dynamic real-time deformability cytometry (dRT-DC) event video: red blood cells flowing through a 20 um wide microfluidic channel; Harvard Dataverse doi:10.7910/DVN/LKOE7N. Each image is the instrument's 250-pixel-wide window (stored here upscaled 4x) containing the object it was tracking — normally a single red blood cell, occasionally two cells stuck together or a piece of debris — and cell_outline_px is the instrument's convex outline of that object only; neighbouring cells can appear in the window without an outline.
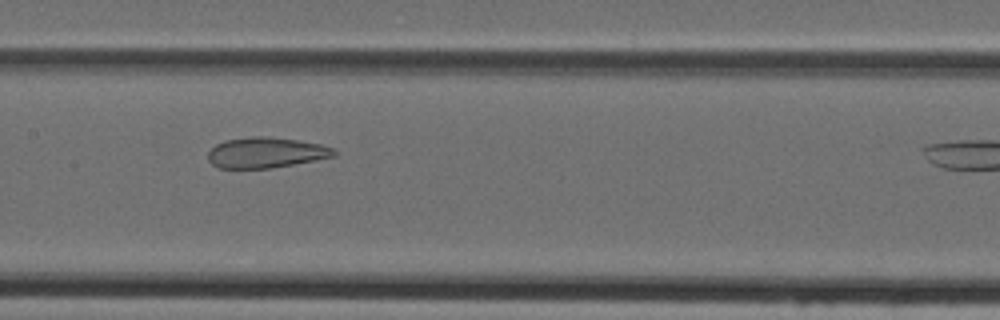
{"species": "Egyptian fruit bat (a non-hibernating species)", "species_latin": "Rousettus aegyptiacus", "temperature_condition": "cold", "stored_images_in_passage": 26, "camera_frame_rate_fps": 3000, "um_per_image_px": 0.085, "animal": {"sex": "female"}, "frame": {"image": 1, "passage_image": 10, "time_ms": 3.0, "image_size_px": [1000, 320], "cell_outline_px": [[336, 156], [316, 160], [272, 168], [220, 168], [212, 164], [208, 160], [208, 152], [216, 144], [224, 140], [252, 136], [268, 136], [296, 140], [320, 144], [336, 148]], "centroid_in_image_um": [22.62, 12.97], "position_along_channel_um": 184.8, "area_um2": 22.54}}
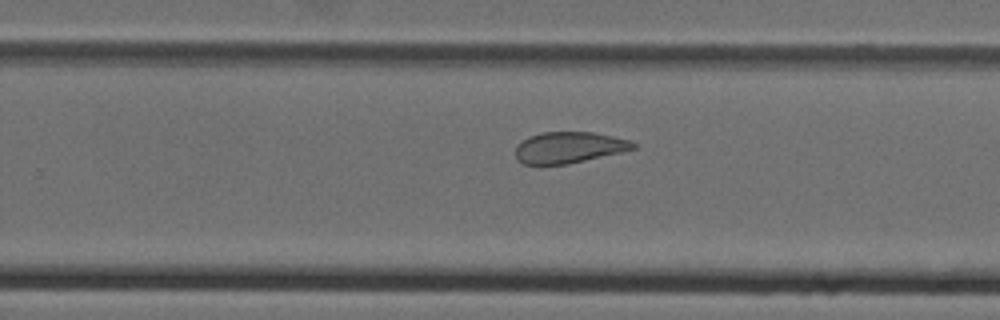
{"frame": {"image": 2, "passage_image": 17, "time_ms": 5.333, "image_size_px": [1000, 320], "cell_outline_px": [[636, 148], [620, 152], [568, 164], [524, 164], [516, 160], [516, 144], [528, 136], [540, 132], [592, 132], [612, 136], [628, 140], [636, 144]], "centroid_in_image_um": [48.3, 12.53], "position_along_channel_um": 281.5, "area_um2": 21.33}}
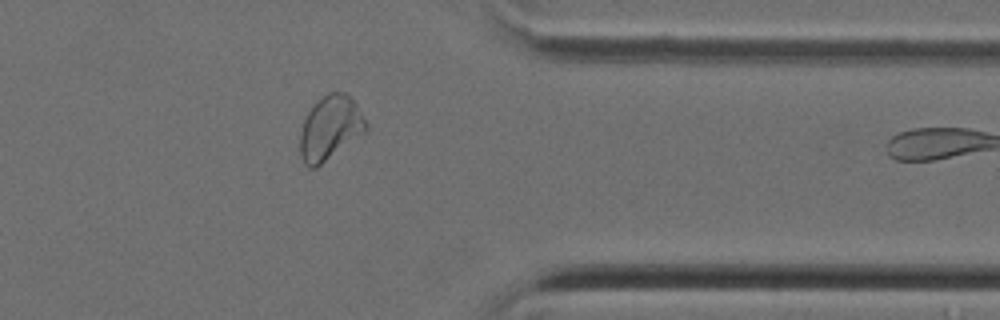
{"frame": {"image": 3, "passage_image": 25, "time_ms": 8.0, "image_size_px": [1000, 320], "cell_outline_px": [[368, 128], [364, 132], [316, 168], [308, 168], [304, 164], [300, 156], [300, 132], [304, 120], [308, 112], [316, 100], [328, 92], [348, 92], [356, 104], [368, 124]], "centroid_in_image_um": [28.04, 10.86], "position_along_channel_um": 383.4, "area_um2": 24.62}}